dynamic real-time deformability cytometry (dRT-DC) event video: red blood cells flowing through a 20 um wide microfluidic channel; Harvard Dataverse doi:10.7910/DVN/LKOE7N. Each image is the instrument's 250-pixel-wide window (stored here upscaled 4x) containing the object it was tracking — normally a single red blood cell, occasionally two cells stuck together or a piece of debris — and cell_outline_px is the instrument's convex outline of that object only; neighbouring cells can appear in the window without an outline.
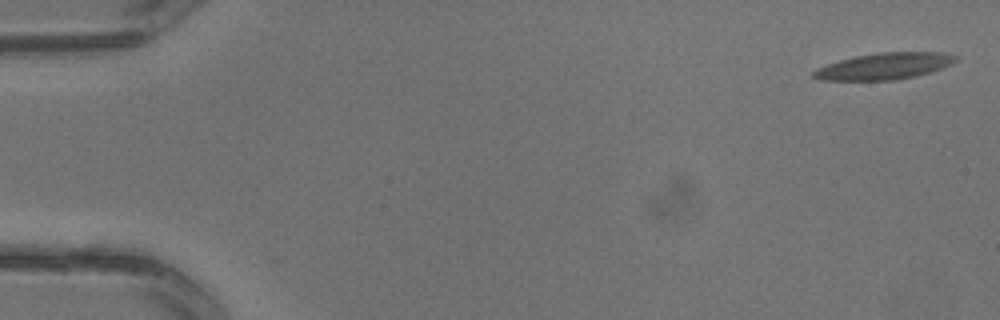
{"species": "common noctule bat (a hibernating species)", "species_latin": "Nyctalus noctula", "temperature_condition": "warm", "stored_images_in_passage": 4, "camera_frame_rate_fps": 3000, "um_per_image_px": 0.085, "animal": {"sex": "male", "body_mass_g": 13.3}, "frame": {"image": 1, "passage_image": 1, "time_ms": 0.0, "image_size_px": [1000, 320], "cell_outline_px": [[956, 60], [944, 68], [916, 76], [896, 80], [820, 80], [812, 76], [812, 72], [816, 68], [840, 60], [856, 56], [880, 52], [944, 52], [956, 56]], "centroid_in_image_um": [75.17, 5.63], "position_along_channel_um": 9.8, "area_um2": 21.91}}